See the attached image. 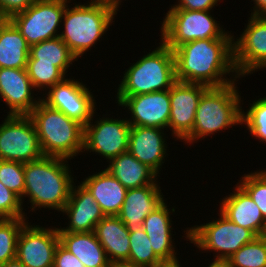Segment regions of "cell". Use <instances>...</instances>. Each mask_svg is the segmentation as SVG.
<instances>
[{"mask_svg":"<svg viewBox=\"0 0 266 267\" xmlns=\"http://www.w3.org/2000/svg\"><path fill=\"white\" fill-rule=\"evenodd\" d=\"M233 188V193L221 199L219 212L257 237L266 235V220L258 206L238 184Z\"/></svg>","mask_w":266,"mask_h":267,"instance_id":"cell-20","label":"cell"},{"mask_svg":"<svg viewBox=\"0 0 266 267\" xmlns=\"http://www.w3.org/2000/svg\"><path fill=\"white\" fill-rule=\"evenodd\" d=\"M106 170L110 172L126 189H134L153 184L157 174L141 163L128 151L111 159Z\"/></svg>","mask_w":266,"mask_h":267,"instance_id":"cell-26","label":"cell"},{"mask_svg":"<svg viewBox=\"0 0 266 267\" xmlns=\"http://www.w3.org/2000/svg\"><path fill=\"white\" fill-rule=\"evenodd\" d=\"M165 15L160 41L172 50L193 40L235 37L217 23L211 11L169 9Z\"/></svg>","mask_w":266,"mask_h":267,"instance_id":"cell-7","label":"cell"},{"mask_svg":"<svg viewBox=\"0 0 266 267\" xmlns=\"http://www.w3.org/2000/svg\"><path fill=\"white\" fill-rule=\"evenodd\" d=\"M61 212L68 216L69 227L60 226L58 232H91L105 217L99 204L82 183L77 186L73 184L68 202Z\"/></svg>","mask_w":266,"mask_h":267,"instance_id":"cell-18","label":"cell"},{"mask_svg":"<svg viewBox=\"0 0 266 267\" xmlns=\"http://www.w3.org/2000/svg\"><path fill=\"white\" fill-rule=\"evenodd\" d=\"M66 5L63 14L59 38L67 45L73 55L79 59L91 47L100 41L109 26L115 22V13L109 8L100 6L92 1L75 4L72 8Z\"/></svg>","mask_w":266,"mask_h":267,"instance_id":"cell-6","label":"cell"},{"mask_svg":"<svg viewBox=\"0 0 266 267\" xmlns=\"http://www.w3.org/2000/svg\"><path fill=\"white\" fill-rule=\"evenodd\" d=\"M30 46L9 19H0V68L26 69Z\"/></svg>","mask_w":266,"mask_h":267,"instance_id":"cell-27","label":"cell"},{"mask_svg":"<svg viewBox=\"0 0 266 267\" xmlns=\"http://www.w3.org/2000/svg\"><path fill=\"white\" fill-rule=\"evenodd\" d=\"M208 267H229L227 261L214 260Z\"/></svg>","mask_w":266,"mask_h":267,"instance_id":"cell-44","label":"cell"},{"mask_svg":"<svg viewBox=\"0 0 266 267\" xmlns=\"http://www.w3.org/2000/svg\"><path fill=\"white\" fill-rule=\"evenodd\" d=\"M156 180L153 184L127 189L120 213L117 215L129 230L142 227L144 219L164 201L161 187Z\"/></svg>","mask_w":266,"mask_h":267,"instance_id":"cell-21","label":"cell"},{"mask_svg":"<svg viewBox=\"0 0 266 267\" xmlns=\"http://www.w3.org/2000/svg\"><path fill=\"white\" fill-rule=\"evenodd\" d=\"M99 204L105 216H117L125 200L127 189L106 169L93 173L81 181Z\"/></svg>","mask_w":266,"mask_h":267,"instance_id":"cell-23","label":"cell"},{"mask_svg":"<svg viewBox=\"0 0 266 267\" xmlns=\"http://www.w3.org/2000/svg\"><path fill=\"white\" fill-rule=\"evenodd\" d=\"M254 3L253 12L251 9V15L266 16V0H252Z\"/></svg>","mask_w":266,"mask_h":267,"instance_id":"cell-41","label":"cell"},{"mask_svg":"<svg viewBox=\"0 0 266 267\" xmlns=\"http://www.w3.org/2000/svg\"><path fill=\"white\" fill-rule=\"evenodd\" d=\"M44 156L71 160L83 153L84 127L66 114L40 101L28 114Z\"/></svg>","mask_w":266,"mask_h":267,"instance_id":"cell-4","label":"cell"},{"mask_svg":"<svg viewBox=\"0 0 266 267\" xmlns=\"http://www.w3.org/2000/svg\"><path fill=\"white\" fill-rule=\"evenodd\" d=\"M226 261L229 267H266V235L243 245Z\"/></svg>","mask_w":266,"mask_h":267,"instance_id":"cell-30","label":"cell"},{"mask_svg":"<svg viewBox=\"0 0 266 267\" xmlns=\"http://www.w3.org/2000/svg\"><path fill=\"white\" fill-rule=\"evenodd\" d=\"M173 52L177 81L223 87L240 79L233 60V38L193 40Z\"/></svg>","mask_w":266,"mask_h":267,"instance_id":"cell-1","label":"cell"},{"mask_svg":"<svg viewBox=\"0 0 266 267\" xmlns=\"http://www.w3.org/2000/svg\"><path fill=\"white\" fill-rule=\"evenodd\" d=\"M53 267H85L83 263L60 243L55 250Z\"/></svg>","mask_w":266,"mask_h":267,"instance_id":"cell-38","label":"cell"},{"mask_svg":"<svg viewBox=\"0 0 266 267\" xmlns=\"http://www.w3.org/2000/svg\"><path fill=\"white\" fill-rule=\"evenodd\" d=\"M164 201L158 208L151 212L143 221L142 228L150 239L152 249L156 256L163 263H172L179 261L177 252H175V244L172 239L174 236L171 212L175 213V209L171 210ZM173 234V235H172Z\"/></svg>","mask_w":266,"mask_h":267,"instance_id":"cell-22","label":"cell"},{"mask_svg":"<svg viewBox=\"0 0 266 267\" xmlns=\"http://www.w3.org/2000/svg\"><path fill=\"white\" fill-rule=\"evenodd\" d=\"M27 72L33 88L47 90L62 82L66 75L53 63H38V60H28Z\"/></svg>","mask_w":266,"mask_h":267,"instance_id":"cell-32","label":"cell"},{"mask_svg":"<svg viewBox=\"0 0 266 267\" xmlns=\"http://www.w3.org/2000/svg\"><path fill=\"white\" fill-rule=\"evenodd\" d=\"M28 218L0 219V265L16 258L17 240Z\"/></svg>","mask_w":266,"mask_h":267,"instance_id":"cell-31","label":"cell"},{"mask_svg":"<svg viewBox=\"0 0 266 267\" xmlns=\"http://www.w3.org/2000/svg\"><path fill=\"white\" fill-rule=\"evenodd\" d=\"M58 234L60 244L75 255L85 267H108L109 259L93 231Z\"/></svg>","mask_w":266,"mask_h":267,"instance_id":"cell-25","label":"cell"},{"mask_svg":"<svg viewBox=\"0 0 266 267\" xmlns=\"http://www.w3.org/2000/svg\"><path fill=\"white\" fill-rule=\"evenodd\" d=\"M69 159L53 156L24 163L25 189L24 197L31 203L30 211L37 207L62 211L65 207L74 184Z\"/></svg>","mask_w":266,"mask_h":267,"instance_id":"cell-2","label":"cell"},{"mask_svg":"<svg viewBox=\"0 0 266 267\" xmlns=\"http://www.w3.org/2000/svg\"><path fill=\"white\" fill-rule=\"evenodd\" d=\"M245 26L240 37L233 38V60L240 78L266 68V16L251 15Z\"/></svg>","mask_w":266,"mask_h":267,"instance_id":"cell-13","label":"cell"},{"mask_svg":"<svg viewBox=\"0 0 266 267\" xmlns=\"http://www.w3.org/2000/svg\"><path fill=\"white\" fill-rule=\"evenodd\" d=\"M108 267H141L137 266L129 261H109Z\"/></svg>","mask_w":266,"mask_h":267,"instance_id":"cell-42","label":"cell"},{"mask_svg":"<svg viewBox=\"0 0 266 267\" xmlns=\"http://www.w3.org/2000/svg\"><path fill=\"white\" fill-rule=\"evenodd\" d=\"M237 184L249 195L266 220V171L244 174Z\"/></svg>","mask_w":266,"mask_h":267,"instance_id":"cell-34","label":"cell"},{"mask_svg":"<svg viewBox=\"0 0 266 267\" xmlns=\"http://www.w3.org/2000/svg\"><path fill=\"white\" fill-rule=\"evenodd\" d=\"M159 44L124 71L116 96L168 90L177 81L174 52L162 41Z\"/></svg>","mask_w":266,"mask_h":267,"instance_id":"cell-5","label":"cell"},{"mask_svg":"<svg viewBox=\"0 0 266 267\" xmlns=\"http://www.w3.org/2000/svg\"><path fill=\"white\" fill-rule=\"evenodd\" d=\"M179 261L172 262V263H163L162 265H159L157 267H182L181 264H179Z\"/></svg>","mask_w":266,"mask_h":267,"instance_id":"cell-45","label":"cell"},{"mask_svg":"<svg viewBox=\"0 0 266 267\" xmlns=\"http://www.w3.org/2000/svg\"><path fill=\"white\" fill-rule=\"evenodd\" d=\"M220 0H178L169 9H184L192 11H211L215 6H218Z\"/></svg>","mask_w":266,"mask_h":267,"instance_id":"cell-39","label":"cell"},{"mask_svg":"<svg viewBox=\"0 0 266 267\" xmlns=\"http://www.w3.org/2000/svg\"><path fill=\"white\" fill-rule=\"evenodd\" d=\"M41 101L48 107L66 114L70 119L77 121L83 127L96 114V100L89 87L81 81L71 77L55 84L48 89Z\"/></svg>","mask_w":266,"mask_h":267,"instance_id":"cell-12","label":"cell"},{"mask_svg":"<svg viewBox=\"0 0 266 267\" xmlns=\"http://www.w3.org/2000/svg\"><path fill=\"white\" fill-rule=\"evenodd\" d=\"M220 214V215H219ZM220 218L213 221L195 225L184 230L183 236L202 251H214V260L226 261L243 245L252 242L257 236L242 226L228 220L220 212Z\"/></svg>","mask_w":266,"mask_h":267,"instance_id":"cell-8","label":"cell"},{"mask_svg":"<svg viewBox=\"0 0 266 267\" xmlns=\"http://www.w3.org/2000/svg\"><path fill=\"white\" fill-rule=\"evenodd\" d=\"M43 156L32 119L7 115L0 124V160L27 163Z\"/></svg>","mask_w":266,"mask_h":267,"instance_id":"cell-10","label":"cell"},{"mask_svg":"<svg viewBox=\"0 0 266 267\" xmlns=\"http://www.w3.org/2000/svg\"><path fill=\"white\" fill-rule=\"evenodd\" d=\"M71 0H35L25 11L9 20L17 27L29 46L59 37L66 5Z\"/></svg>","mask_w":266,"mask_h":267,"instance_id":"cell-9","label":"cell"},{"mask_svg":"<svg viewBox=\"0 0 266 267\" xmlns=\"http://www.w3.org/2000/svg\"><path fill=\"white\" fill-rule=\"evenodd\" d=\"M59 243L57 227L45 228L27 222L18 236L16 258L25 267H53Z\"/></svg>","mask_w":266,"mask_h":267,"instance_id":"cell-14","label":"cell"},{"mask_svg":"<svg viewBox=\"0 0 266 267\" xmlns=\"http://www.w3.org/2000/svg\"><path fill=\"white\" fill-rule=\"evenodd\" d=\"M23 206L21 198L0 182V219L26 218Z\"/></svg>","mask_w":266,"mask_h":267,"instance_id":"cell-36","label":"cell"},{"mask_svg":"<svg viewBox=\"0 0 266 267\" xmlns=\"http://www.w3.org/2000/svg\"><path fill=\"white\" fill-rule=\"evenodd\" d=\"M236 81L223 87H209L201 96L192 132L183 140L188 145L241 124V96ZM199 139V140H198Z\"/></svg>","mask_w":266,"mask_h":267,"instance_id":"cell-3","label":"cell"},{"mask_svg":"<svg viewBox=\"0 0 266 267\" xmlns=\"http://www.w3.org/2000/svg\"><path fill=\"white\" fill-rule=\"evenodd\" d=\"M35 0H0V19H10L13 15L28 9Z\"/></svg>","mask_w":266,"mask_h":267,"instance_id":"cell-37","label":"cell"},{"mask_svg":"<svg viewBox=\"0 0 266 267\" xmlns=\"http://www.w3.org/2000/svg\"><path fill=\"white\" fill-rule=\"evenodd\" d=\"M118 106L127 108L131 126L168 129L170 117V89L135 96H116Z\"/></svg>","mask_w":266,"mask_h":267,"instance_id":"cell-15","label":"cell"},{"mask_svg":"<svg viewBox=\"0 0 266 267\" xmlns=\"http://www.w3.org/2000/svg\"><path fill=\"white\" fill-rule=\"evenodd\" d=\"M250 106L246 112L242 111L241 124L254 138L266 143V97L253 101Z\"/></svg>","mask_w":266,"mask_h":267,"instance_id":"cell-33","label":"cell"},{"mask_svg":"<svg viewBox=\"0 0 266 267\" xmlns=\"http://www.w3.org/2000/svg\"><path fill=\"white\" fill-rule=\"evenodd\" d=\"M130 255L129 261L141 267H157L163 262L154 253L150 239L142 227L130 230L129 233Z\"/></svg>","mask_w":266,"mask_h":267,"instance_id":"cell-29","label":"cell"},{"mask_svg":"<svg viewBox=\"0 0 266 267\" xmlns=\"http://www.w3.org/2000/svg\"><path fill=\"white\" fill-rule=\"evenodd\" d=\"M34 90L27 69L0 68V97L10 109L8 115H28L41 101V96L34 98Z\"/></svg>","mask_w":266,"mask_h":267,"instance_id":"cell-17","label":"cell"},{"mask_svg":"<svg viewBox=\"0 0 266 267\" xmlns=\"http://www.w3.org/2000/svg\"><path fill=\"white\" fill-rule=\"evenodd\" d=\"M208 88L203 84L181 81H176L170 88L168 128L177 140H184L192 132L198 102Z\"/></svg>","mask_w":266,"mask_h":267,"instance_id":"cell-16","label":"cell"},{"mask_svg":"<svg viewBox=\"0 0 266 267\" xmlns=\"http://www.w3.org/2000/svg\"><path fill=\"white\" fill-rule=\"evenodd\" d=\"M100 6L109 8L112 10L116 15L119 7L121 5L122 0H90Z\"/></svg>","mask_w":266,"mask_h":267,"instance_id":"cell-40","label":"cell"},{"mask_svg":"<svg viewBox=\"0 0 266 267\" xmlns=\"http://www.w3.org/2000/svg\"><path fill=\"white\" fill-rule=\"evenodd\" d=\"M164 135V129L159 127H130L128 152L158 176L168 155Z\"/></svg>","mask_w":266,"mask_h":267,"instance_id":"cell-19","label":"cell"},{"mask_svg":"<svg viewBox=\"0 0 266 267\" xmlns=\"http://www.w3.org/2000/svg\"><path fill=\"white\" fill-rule=\"evenodd\" d=\"M0 182L23 198L25 189L24 163L0 160Z\"/></svg>","mask_w":266,"mask_h":267,"instance_id":"cell-35","label":"cell"},{"mask_svg":"<svg viewBox=\"0 0 266 267\" xmlns=\"http://www.w3.org/2000/svg\"><path fill=\"white\" fill-rule=\"evenodd\" d=\"M28 60H38V63H53L67 75L70 65H73L74 61L78 59L67 45L59 37H56L30 46Z\"/></svg>","mask_w":266,"mask_h":267,"instance_id":"cell-28","label":"cell"},{"mask_svg":"<svg viewBox=\"0 0 266 267\" xmlns=\"http://www.w3.org/2000/svg\"><path fill=\"white\" fill-rule=\"evenodd\" d=\"M109 261H127L130 255V230L118 216H105L93 231Z\"/></svg>","mask_w":266,"mask_h":267,"instance_id":"cell-24","label":"cell"},{"mask_svg":"<svg viewBox=\"0 0 266 267\" xmlns=\"http://www.w3.org/2000/svg\"><path fill=\"white\" fill-rule=\"evenodd\" d=\"M0 267H25L17 258L9 260L4 264H1Z\"/></svg>","mask_w":266,"mask_h":267,"instance_id":"cell-43","label":"cell"},{"mask_svg":"<svg viewBox=\"0 0 266 267\" xmlns=\"http://www.w3.org/2000/svg\"><path fill=\"white\" fill-rule=\"evenodd\" d=\"M107 115L103 114V117H99L94 123L92 117L84 126L83 152H95L109 162L128 151L131 125L127 118L113 119V116L109 118Z\"/></svg>","mask_w":266,"mask_h":267,"instance_id":"cell-11","label":"cell"}]
</instances>
